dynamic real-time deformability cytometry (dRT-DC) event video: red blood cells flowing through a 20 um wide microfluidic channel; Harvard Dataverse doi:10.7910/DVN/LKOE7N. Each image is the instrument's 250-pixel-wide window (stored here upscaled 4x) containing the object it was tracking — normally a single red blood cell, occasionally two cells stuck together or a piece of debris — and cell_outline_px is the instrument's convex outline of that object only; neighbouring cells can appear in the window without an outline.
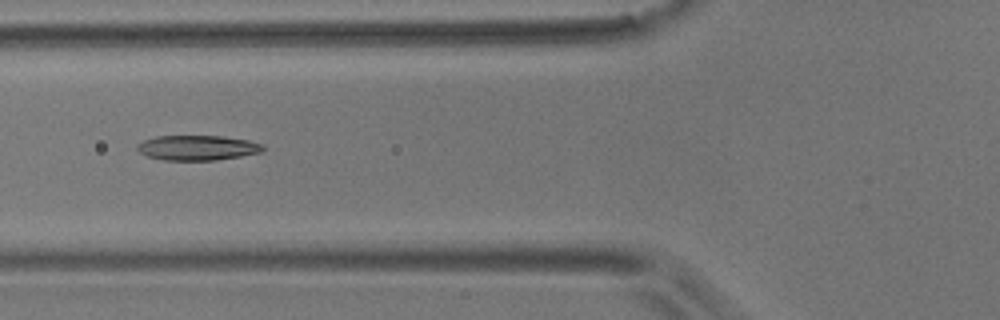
{"species": "common noctule bat (a hibernating species)", "species_latin": "Nyctalus noctula", "temperature_condition": "room temperature", "stored_images_in_passage": 7, "camera_frame_rate_fps": 3000, "um_per_image_px": 0.085, "animal": {"sex": "male", "body_mass_g": 17.9}, "frame": {"image": 1, "passage_image": 6, "time_ms": 5.667, "image_size_px": [1000, 320], "cell_outline_px": [[264, 148], [260, 152], [240, 156], [216, 160], [164, 160], [148, 156], [140, 152], [136, 148], [136, 144], [144, 140], [156, 136], [220, 136], [248, 140], [264, 144]], "centroid_in_image_um": [16.77, 12.55], "position_along_channel_um": 109.0, "area_um2": 18.21}}
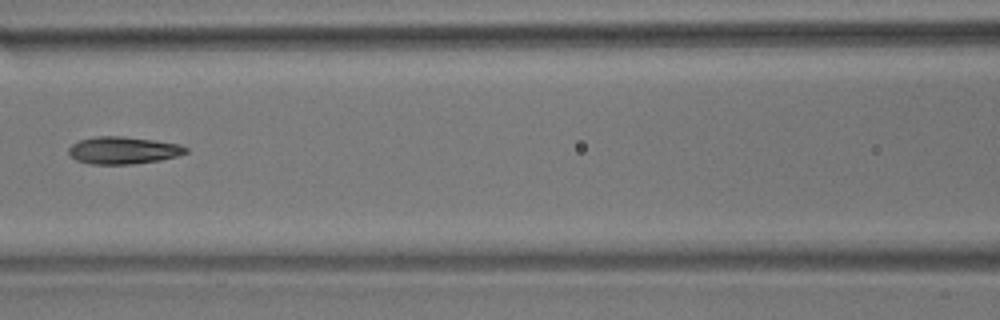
{"frame": {"image": 2, "passage_image": 7, "time_ms": 7.0, "image_size_px": [1000, 320], "cell_outline_px": [[188, 152], [176, 156], [160, 160], [132, 164], [88, 164], [76, 160], [68, 152], [68, 148], [72, 144], [80, 140], [96, 136], [124, 136], [180, 144], [188, 148]], "centroid_in_image_um": [10.46, 12.78], "position_along_channel_um": 156.1, "area_um2": 18.61}}